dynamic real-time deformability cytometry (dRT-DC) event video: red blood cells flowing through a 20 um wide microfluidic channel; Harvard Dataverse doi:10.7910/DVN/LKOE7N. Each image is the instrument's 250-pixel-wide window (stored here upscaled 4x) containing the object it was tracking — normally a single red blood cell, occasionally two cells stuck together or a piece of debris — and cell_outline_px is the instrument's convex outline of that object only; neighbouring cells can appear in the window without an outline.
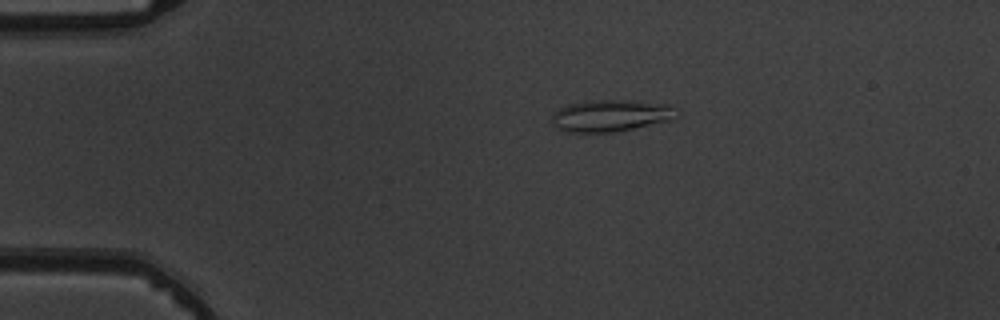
{"species": "common noctule bat (a hibernating species)", "species_latin": "Nyctalus noctula", "temperature_condition": "warm", "stored_images_in_passage": 5, "camera_frame_rate_fps": 3000, "um_per_image_px": 0.085, "animal": {"sex": "male", "body_mass_g": 19.5, "forearm_length_mm": 54.6}, "frame": {"image": 1, "passage_image": 3, "time_ms": 2.333, "image_size_px": [1000, 320], "cell_outline_px": [[676, 116], [672, 120], [612, 132], [564, 132], [556, 128], [552, 124], [552, 112], [568, 104], [592, 100], [628, 100], [668, 104], [676, 108]], "centroid_in_image_um": [51.88, 9.82], "position_along_channel_um": 33.1, "area_um2": 23.18}}
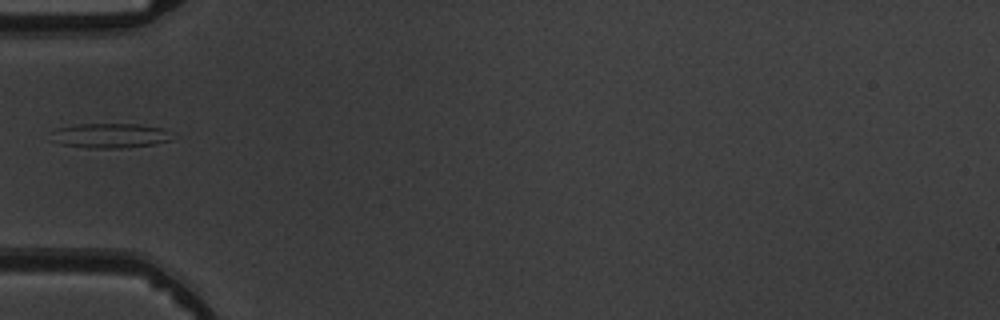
{"frame": {"image": 2, "passage_image": 5, "time_ms": 4.667, "image_size_px": [1000, 320], "cell_outline_px": [[172, 140], [156, 144], [120, 148], [88, 148], [64, 144], [52, 140], [56, 128], [76, 124], [136, 124], [164, 128]], "centroid_in_image_um": [9.37, 11.52], "position_along_channel_um": 75.6, "area_um2": 17.17}}